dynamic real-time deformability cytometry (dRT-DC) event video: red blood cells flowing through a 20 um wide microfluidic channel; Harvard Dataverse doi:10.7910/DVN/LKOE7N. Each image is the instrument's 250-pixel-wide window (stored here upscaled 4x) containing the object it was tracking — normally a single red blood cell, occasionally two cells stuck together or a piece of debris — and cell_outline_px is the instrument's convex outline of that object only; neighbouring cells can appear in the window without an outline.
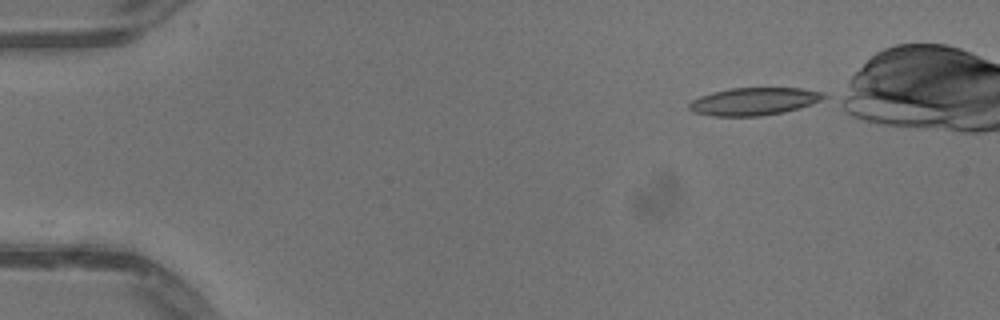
{"species": "common noctule bat (a hibernating species)", "species_latin": "Nyctalus noctula", "temperature_condition": "warm", "stored_images_in_passage": 34, "camera_frame_rate_fps": 3000, "um_per_image_px": 0.085, "animal": {"sex": "male", "body_mass_g": 13.3}, "frame": {"image": 1, "passage_image": 1, "time_ms": 0.0, "image_size_px": [1000, 320], "cell_outline_px": [[828, 96], [820, 100], [784, 112], [760, 116], [712, 116], [692, 112], [688, 108], [688, 104], [692, 100], [700, 96], [712, 92], [732, 88], [800, 88], [824, 92]], "centroid_in_image_um": [64.04, 8.62], "position_along_channel_um": 21.0, "area_um2": 21.56}}
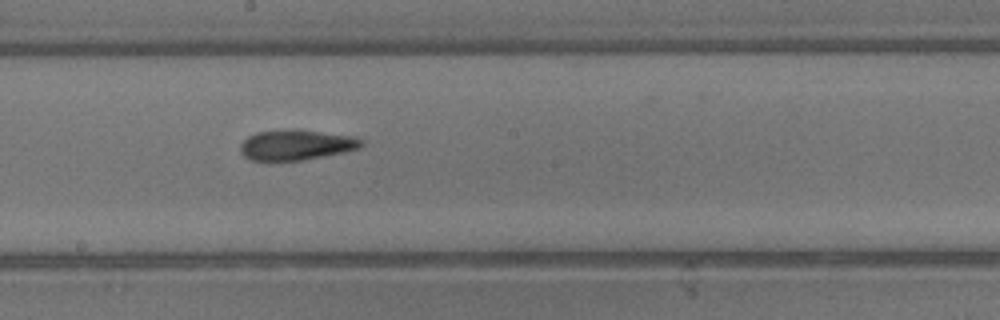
{"frame": {"image": 2, "passage_image": 23, "time_ms": 7.333, "image_size_px": [1000, 320], "cell_outline_px": [[364, 144], [360, 148], [344, 152], [300, 160], [268, 164], [252, 160], [244, 156], [240, 152], [240, 144], [248, 136], [256, 132], [316, 132], [356, 136], [364, 140]], "centroid_in_image_um": [25.14, 12.4], "position_along_channel_um": 223.1, "area_um2": 21.15}}
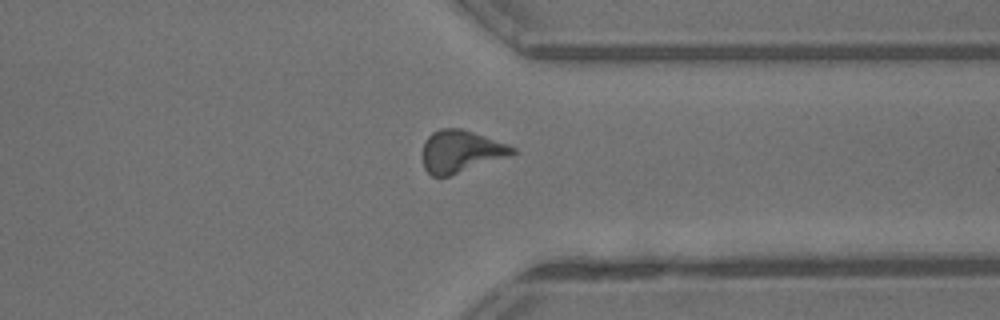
{"frame": {"image": 3, "passage_image": 34, "time_ms": 11.0, "image_size_px": [1000, 320], "cell_outline_px": [[516, 152], [512, 156], [448, 176], [432, 176], [424, 168], [424, 140], [432, 132], [440, 128], [460, 128], [508, 144], [516, 148]], "centroid_in_image_um": [39.2, 12.86], "position_along_channel_um": 372.2, "area_um2": 22.02}, "authors_computed_cell_mechanics": {"area_um2": 21.7039, "velocity_mm_per_s": 4.1153, "shape_relaxation_time_tau1_ms": 10.1932, "shape_relaxation_time_tau2_ms": 3.5459, "deformation_change_tau1": 0.22, "deformation_change_tau2": 0.141}}